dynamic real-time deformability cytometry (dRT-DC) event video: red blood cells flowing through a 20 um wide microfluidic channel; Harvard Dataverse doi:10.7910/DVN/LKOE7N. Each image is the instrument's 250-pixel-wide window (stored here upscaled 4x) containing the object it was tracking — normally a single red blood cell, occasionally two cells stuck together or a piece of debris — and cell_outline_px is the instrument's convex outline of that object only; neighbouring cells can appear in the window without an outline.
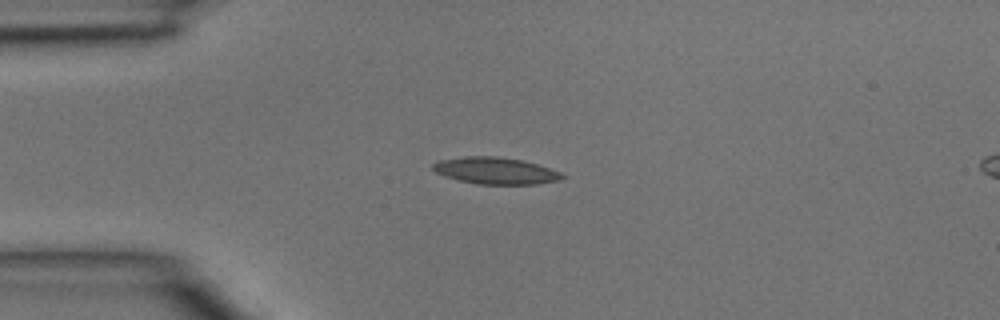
{"species": "common noctule bat (a hibernating species)", "species_latin": "Nyctalus noctula", "temperature_condition": "room temperature", "stored_images_in_passage": 3, "camera_frame_rate_fps": 3000, "um_per_image_px": 0.085, "animal": {"sex": "male", "body_mass_g": 15.6}, "frame": {"image": 1, "passage_image": 2, "time_ms": 0.333, "image_size_px": [1000, 320], "cell_outline_px": [[564, 176], [560, 180], [536, 184], [476, 184], [444, 176], [436, 172], [432, 168], [432, 164], [440, 160], [464, 156], [496, 156], [520, 160], [536, 164], [560, 172]], "centroid_in_image_um": [42.08, 14.51], "position_along_channel_um": 42.9, "area_um2": 19.94}}